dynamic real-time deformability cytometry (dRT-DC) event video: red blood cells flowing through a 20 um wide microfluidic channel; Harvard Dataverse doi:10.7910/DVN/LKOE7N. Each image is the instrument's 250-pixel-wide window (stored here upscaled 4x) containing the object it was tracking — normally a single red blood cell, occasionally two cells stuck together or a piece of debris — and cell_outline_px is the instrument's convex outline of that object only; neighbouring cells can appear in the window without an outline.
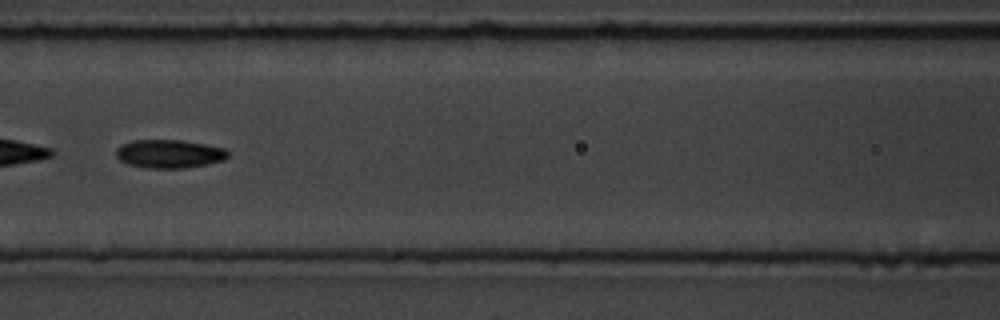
{"species": "common noctule bat (a hibernating species)", "species_latin": "Nyctalus noctula", "temperature_condition": "room temperature", "stored_images_in_passage": 46, "camera_frame_rate_fps": 3000, "um_per_image_px": 0.085, "animal": {"sex": "male", "body_mass_g": 19.5, "forearm_length_mm": 54.6}, "frame": {"image": 1, "passage_image": 20, "time_ms": 6.333, "image_size_px": [1000, 320], "cell_outline_px": [[228, 156], [224, 160], [208, 164], [184, 168], [148, 168], [128, 164], [120, 160], [116, 156], [116, 148], [120, 144], [132, 140], [180, 140], [204, 144], [224, 148], [228, 152]], "centroid_in_image_um": [14.36, 13.07], "position_along_channel_um": 152.2, "area_um2": 18.55}}